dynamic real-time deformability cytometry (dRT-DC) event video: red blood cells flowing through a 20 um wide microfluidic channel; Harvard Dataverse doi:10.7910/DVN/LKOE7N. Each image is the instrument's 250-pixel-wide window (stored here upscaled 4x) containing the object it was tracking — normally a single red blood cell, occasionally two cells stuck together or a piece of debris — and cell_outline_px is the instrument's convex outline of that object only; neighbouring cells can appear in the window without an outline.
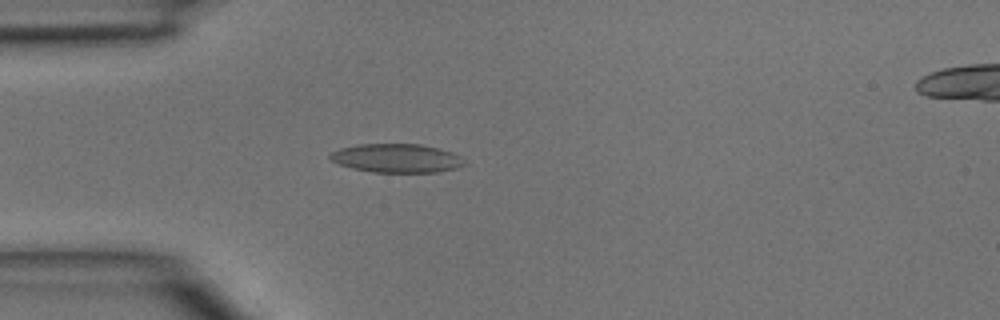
{"species": "common noctule bat (a hibernating species)", "species_latin": "Nyctalus noctula", "temperature_condition": "room temperature", "stored_images_in_passage": 4, "segment_of_instrument_passage": [1, 2], "camera_frame_rate_fps": 3000, "um_per_image_px": 0.085, "animal": {"sex": "male", "body_mass_g": 15.6}, "frame": {"image": 1, "passage_image": 3, "time_ms": 0.667, "image_size_px": [1000, 320], "cell_outline_px": [[464, 164], [456, 168], [436, 172], [372, 172], [352, 168], [340, 164], [332, 160], [328, 156], [332, 152], [340, 148], [356, 144], [420, 144], [452, 152], [460, 156]], "centroid_in_image_um": [33.68, 13.44], "position_along_channel_um": 51.3, "area_um2": 22.25}}